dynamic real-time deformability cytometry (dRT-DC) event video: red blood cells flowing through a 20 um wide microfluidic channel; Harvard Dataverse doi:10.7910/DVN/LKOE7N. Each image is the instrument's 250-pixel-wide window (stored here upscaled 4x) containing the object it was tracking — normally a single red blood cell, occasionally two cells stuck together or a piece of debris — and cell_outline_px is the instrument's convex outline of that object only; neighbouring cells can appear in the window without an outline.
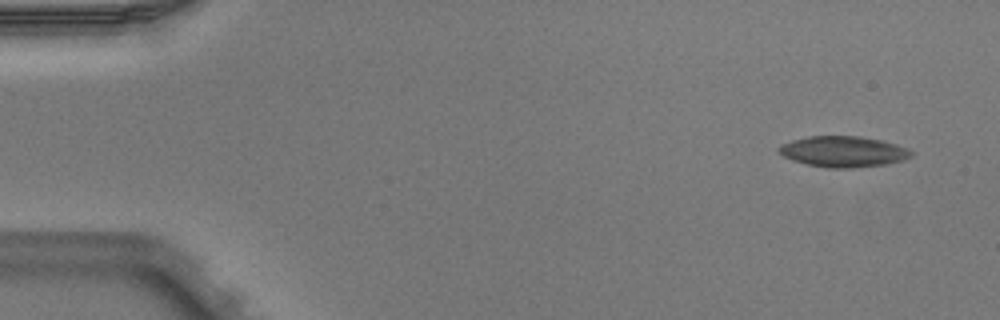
{"species": "Egyptian fruit bat (a non-hibernating species)", "species_latin": "Rousettus aegyptiacus", "temperature_condition": "warm", "stored_images_in_passage": 4, "camera_frame_rate_fps": 3000, "um_per_image_px": 0.085, "animal": {"sex": "male"}, "frame": {"image": 1, "passage_image": 1, "time_ms": 0.0, "image_size_px": [1000, 320], "cell_outline_px": [[912, 156], [904, 160], [884, 164], [848, 168], [828, 168], [808, 164], [792, 160], [784, 156], [776, 148], [780, 144], [792, 140], [808, 136], [860, 136], [880, 140], [896, 144], [908, 148], [912, 152]], "centroid_in_image_um": [71.66, 12.88], "position_along_channel_um": 13.3, "area_um2": 23.7}}
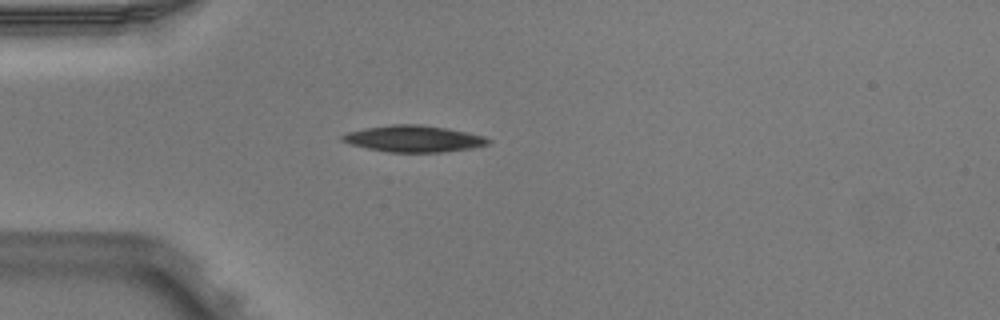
{"frame": {"image": 2, "passage_image": 4, "time_ms": 1.0, "image_size_px": [1000, 320], "cell_outline_px": [[492, 140], [488, 144], [472, 148], [440, 152], [388, 152], [368, 148], [352, 144], [340, 140], [340, 136], [348, 132], [364, 128], [392, 124], [420, 124], [444, 128], [484, 136]], "centroid_in_image_um": [35.14, 11.79], "position_along_channel_um": 49.9, "area_um2": 22.31}}